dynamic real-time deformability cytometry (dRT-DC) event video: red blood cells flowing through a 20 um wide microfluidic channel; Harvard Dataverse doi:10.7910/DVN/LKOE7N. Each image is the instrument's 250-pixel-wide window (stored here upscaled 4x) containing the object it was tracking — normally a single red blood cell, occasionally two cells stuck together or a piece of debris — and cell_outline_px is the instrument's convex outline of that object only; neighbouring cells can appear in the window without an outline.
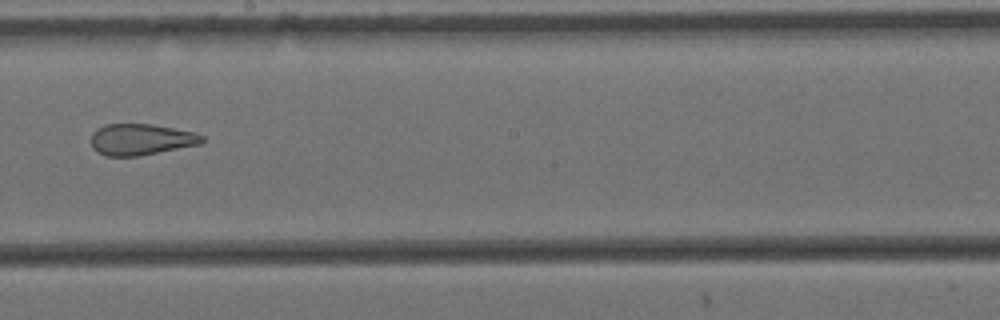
{"species": "Egyptian fruit bat (a non-hibernating species)", "species_latin": "Rousettus aegyptiacus", "temperature_condition": "cold", "stored_images_in_passage": 15, "camera_frame_rate_fps": 3000, "um_per_image_px": 0.085, "animal": {"sex": "female"}, "frame": {"image": 1, "passage_image": 9, "time_ms": 2.667, "image_size_px": [1000, 320], "cell_outline_px": [[204, 140], [200, 144], [140, 156], [104, 156], [96, 152], [92, 148], [92, 132], [96, 128], [104, 124], [152, 124], [192, 132], [204, 136]], "centroid_in_image_um": [11.93, 11.86], "position_along_channel_um": 236.3, "area_um2": 20.29}}
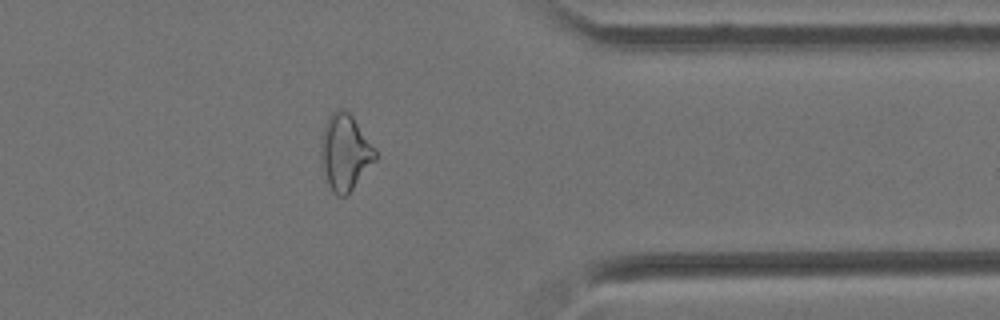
{"frame": {"image": 2, "passage_image": 13, "time_ms": 4.0, "image_size_px": [1000, 320], "cell_outline_px": [[376, 160], [352, 188], [344, 196], [336, 196], [332, 192], [320, 156], [320, 144], [324, 124], [332, 112], [336, 108], [340, 108], [348, 112], [352, 116], [376, 148]], "centroid_in_image_um": [29.33, 12.9], "position_along_channel_um": 382.1, "area_um2": 23.76}}